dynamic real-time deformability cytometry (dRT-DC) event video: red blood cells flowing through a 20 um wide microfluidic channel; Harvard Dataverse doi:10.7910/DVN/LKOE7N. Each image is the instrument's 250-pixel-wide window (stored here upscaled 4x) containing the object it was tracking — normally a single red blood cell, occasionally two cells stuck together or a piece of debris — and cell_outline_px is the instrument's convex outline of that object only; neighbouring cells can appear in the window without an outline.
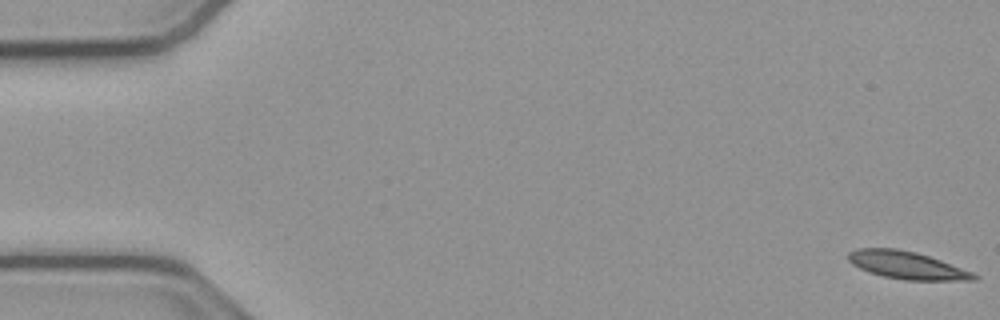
{"species": "common noctule bat (a hibernating species)", "species_latin": "Nyctalus noctula", "temperature_condition": "cold", "stored_images_in_passage": 55, "camera_frame_rate_fps": 3000, "um_per_image_px": 0.085, "animal": {"sex": "male", "body_mass_g": 23.1, "forearm_length_mm": 52.7}, "frame": {"image": 1, "passage_image": 1, "time_ms": 0.0, "image_size_px": [1000, 320], "cell_outline_px": [[980, 276], [976, 280], [904, 280], [884, 276], [868, 272], [852, 264], [848, 260], [848, 252], [856, 248], [896, 248], [916, 252], [940, 260], [972, 272]], "centroid_in_image_um": [77.06, 22.54], "position_along_channel_um": 7.9, "area_um2": 20.11}}
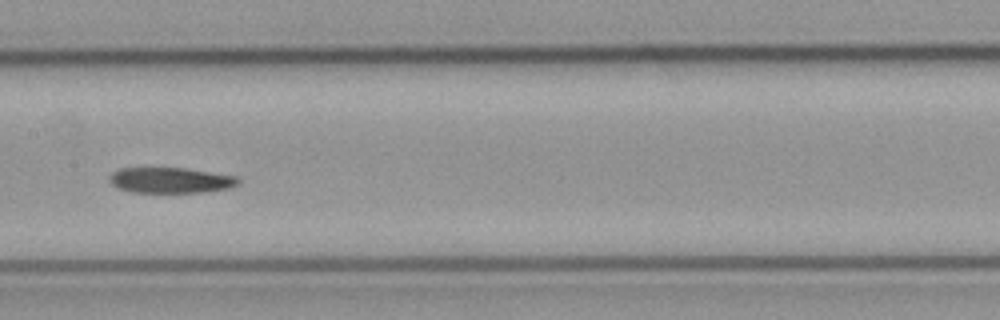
{"frame": {"image": 2, "passage_image": 27, "time_ms": 8.667, "image_size_px": [1000, 320], "cell_outline_px": [[240, 180], [236, 184], [228, 188], [204, 192], [132, 192], [116, 188], [108, 180], [108, 176], [112, 172], [120, 168], [184, 168], [236, 176]], "centroid_in_image_um": [14.43, 15.32], "position_along_channel_um": 193.0, "area_um2": 19.13}}
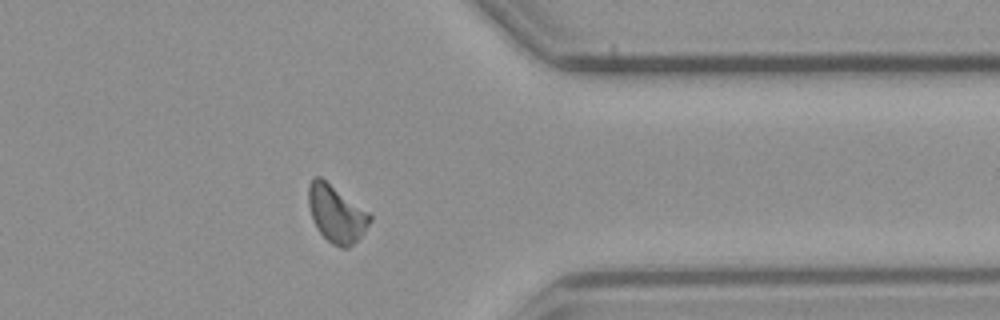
{"frame": {"image": 3, "passage_image": 43, "time_ms": 14.0, "image_size_px": [1000, 320], "cell_outline_px": [[372, 220], [364, 232], [348, 248], [340, 248], [332, 244], [316, 228], [312, 220], [308, 204], [308, 184], [312, 176], [320, 176], [372, 212]], "centroid_in_image_um": [28.6, 18.13], "position_along_channel_um": 382.8, "area_um2": 20.98}, "authors_computed_cell_mechanics": {"area_um2": 20.2878, "velocity_mm_per_s": 3.805, "shape_relaxation_time_tau1_ms": 9.8615, "shape_relaxation_time_tau2_ms": null, "deformation_change_tau1": 0.1749, "deformation_change_tau2": null}}